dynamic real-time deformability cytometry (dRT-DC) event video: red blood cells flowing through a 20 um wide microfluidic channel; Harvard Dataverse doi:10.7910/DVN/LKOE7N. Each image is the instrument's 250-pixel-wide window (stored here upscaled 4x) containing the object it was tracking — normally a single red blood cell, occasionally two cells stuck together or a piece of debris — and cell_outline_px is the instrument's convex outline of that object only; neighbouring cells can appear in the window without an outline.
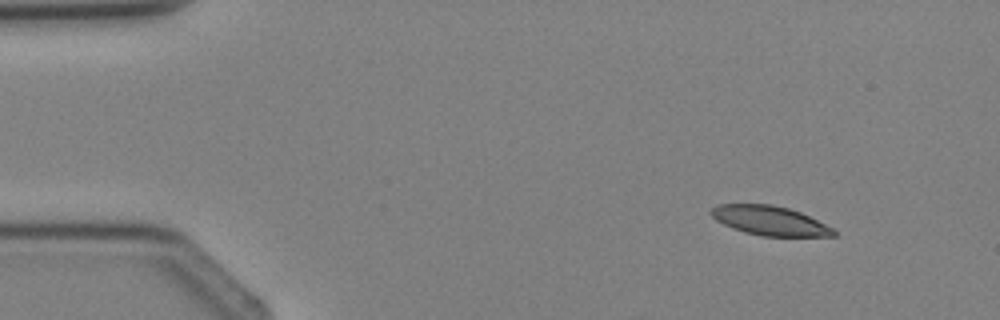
{"species": "Egyptian fruit bat (a non-hibernating species)", "species_latin": "Rousettus aegyptiacus", "temperature_condition": "cold", "stored_images_in_passage": 3, "camera_frame_rate_fps": 3000, "um_per_image_px": 0.085, "animal": {"sex": "female"}, "frame": {"image": 1, "passage_image": 1, "time_ms": 0.0, "image_size_px": [1000, 320], "cell_outline_px": [[836, 236], [764, 236], [744, 232], [732, 228], [716, 220], [708, 212], [716, 204], [772, 204], [788, 208], [800, 212], [832, 228], [836, 232]], "centroid_in_image_um": [65.38, 18.75], "position_along_channel_um": 19.6, "area_um2": 20.81}}
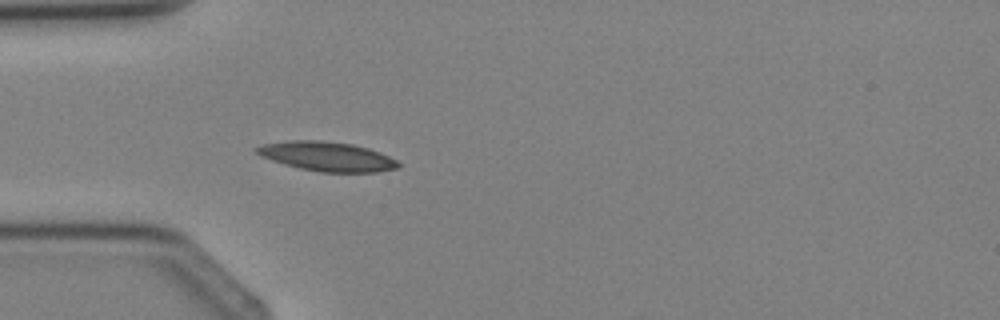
{"frame": {"image": 2, "passage_image": 3, "time_ms": 2.333, "image_size_px": [1000, 320], "cell_outline_px": [[400, 168], [376, 172], [320, 172], [300, 168], [284, 164], [260, 156], [252, 148], [260, 144], [288, 140], [320, 140], [352, 144], [368, 148], [380, 152], [396, 160], [400, 164]], "centroid_in_image_um": [27.76, 13.29], "position_along_channel_um": 57.2, "area_um2": 24.39}}